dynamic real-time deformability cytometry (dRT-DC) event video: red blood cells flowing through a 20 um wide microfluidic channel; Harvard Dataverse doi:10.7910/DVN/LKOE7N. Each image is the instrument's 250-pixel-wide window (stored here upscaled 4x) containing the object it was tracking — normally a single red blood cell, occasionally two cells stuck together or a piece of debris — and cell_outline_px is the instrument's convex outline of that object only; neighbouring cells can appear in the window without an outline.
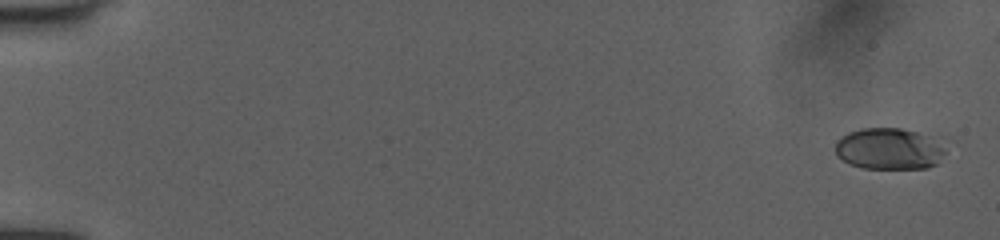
{"species": "human", "species_latin": "Homo sapiens", "temperature_condition": "room temperature", "stored_images_in_passage": 50, "camera_frame_rate_fps": 3000, "um_per_image_px": 0.085, "donor": {"sex": "female"}, "frame": {"image": 1, "passage_image": 2, "time_ms": 0.333, "image_size_px": [1000, 240], "cell_outline_px": [[944, 152], [936, 164], [928, 168], [864, 168], [852, 164], [836, 156], [836, 140], [848, 132], [860, 128], [900, 128], [932, 136], [944, 148]], "centroid_in_image_um": [75.55, 12.64], "position_along_channel_um": 9.5, "area_um2": 26.41}}
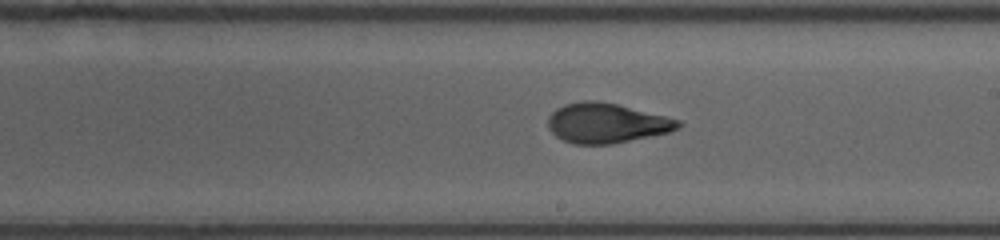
{"frame": {"image": 2, "passage_image": 32, "time_ms": 10.333, "image_size_px": [1000, 240], "cell_outline_px": [[684, 124], [680, 128], [668, 132], [612, 144], [572, 144], [556, 136], [548, 128], [548, 116], [556, 108], [564, 104], [584, 100], [596, 100], [616, 104], [680, 120]], "centroid_in_image_um": [51.53, 10.46], "position_along_channel_um": 237.5, "area_um2": 30.11}}
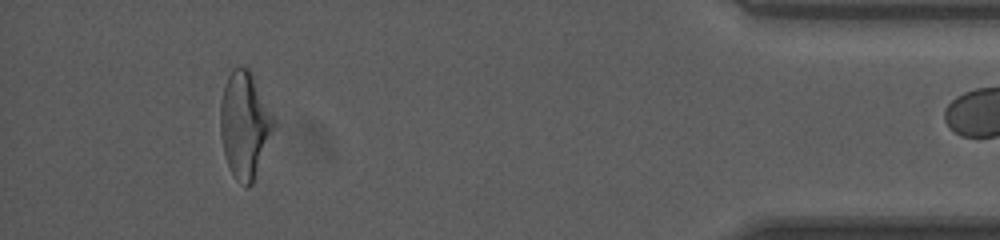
{"frame": {"image": 3, "passage_image": 49, "time_ms": 16.0, "image_size_px": [1000, 240], "cell_outline_px": [[276, 124], [252, 184], [248, 188], [236, 180], [228, 164], [224, 152], [220, 136], [220, 104], [224, 88], [228, 76], [232, 68], [248, 68], [252, 72], [276, 120]], "centroid_in_image_um": [20.8, 10.6], "position_along_channel_um": 414.4, "area_um2": 32.95}}